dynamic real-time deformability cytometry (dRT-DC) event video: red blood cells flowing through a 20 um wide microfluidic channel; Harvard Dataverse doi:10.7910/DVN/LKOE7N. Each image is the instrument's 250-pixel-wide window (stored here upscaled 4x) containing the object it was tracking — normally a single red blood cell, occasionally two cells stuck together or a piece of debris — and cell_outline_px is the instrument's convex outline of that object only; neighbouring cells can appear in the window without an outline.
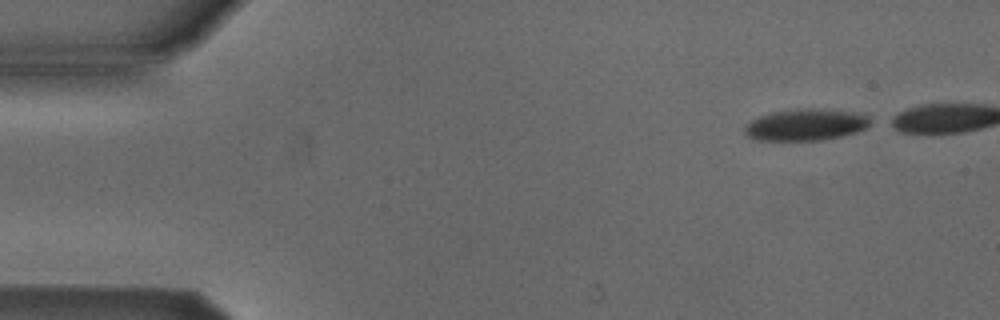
{"species": "Egyptian fruit bat (a non-hibernating species)", "species_latin": "Rousettus aegyptiacus", "temperature_condition": "cold", "stored_images_in_passage": 39, "camera_frame_rate_fps": 3000, "um_per_image_px": 0.085, "animal": {"sex": "male"}, "frame": {"image": 1, "passage_image": 1, "time_ms": 0.0, "image_size_px": [1000, 320], "cell_outline_px": [[868, 124], [864, 128], [856, 132], [840, 136], [820, 140], [752, 140], [744, 132], [744, 128], [752, 120], [760, 116], [772, 112], [796, 108], [808, 108], [844, 112], [864, 116], [868, 120]], "centroid_in_image_um": [68.36, 10.62], "position_along_channel_um": 16.6, "area_um2": 22.43}}
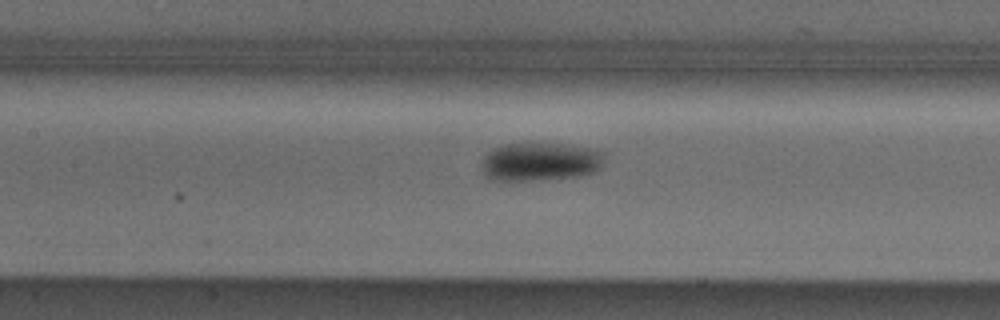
{"frame": {"image": 2, "passage_image": 20, "time_ms": 6.333, "image_size_px": [1000, 320], "cell_outline_px": [[604, 152], [600, 168], [596, 172], [580, 176], [532, 180], [492, 180], [484, 172], [484, 156], [492, 148], [504, 144], [564, 144], [588, 148]], "centroid_in_image_um": [45.94, 13.74], "position_along_channel_um": 161.5, "area_um2": 27.05}}
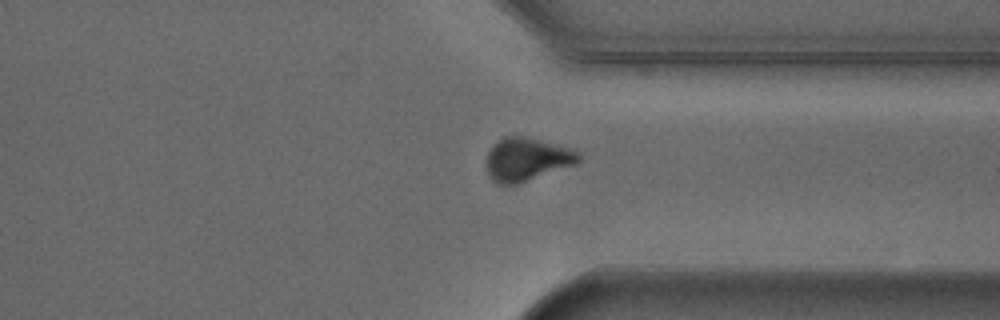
{"frame": {"image": 3, "passage_image": 36, "time_ms": 11.667, "image_size_px": [1000, 320], "cell_outline_px": [[580, 160], [576, 164], [516, 184], [500, 184], [492, 180], [488, 176], [488, 152], [504, 136], [524, 136], [572, 148], [580, 152]], "centroid_in_image_um": [44.82, 13.54], "position_along_channel_um": 366.6, "area_um2": 22.83}}